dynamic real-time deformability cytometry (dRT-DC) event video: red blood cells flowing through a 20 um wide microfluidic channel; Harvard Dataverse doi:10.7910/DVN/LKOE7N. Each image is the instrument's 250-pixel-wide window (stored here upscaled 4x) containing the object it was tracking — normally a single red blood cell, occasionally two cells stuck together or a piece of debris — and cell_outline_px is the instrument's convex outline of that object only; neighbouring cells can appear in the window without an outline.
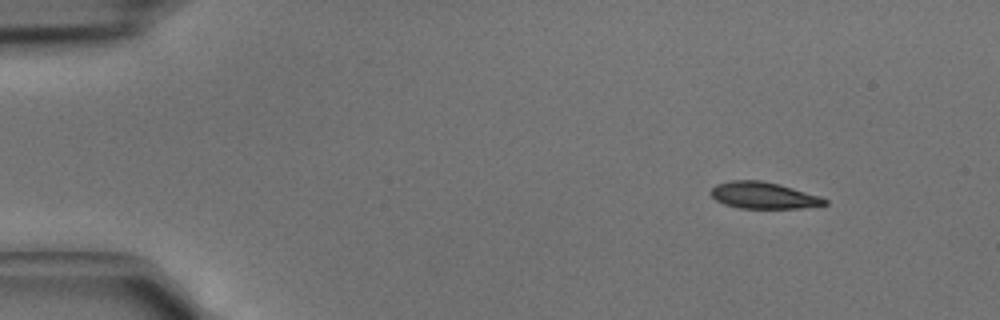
{"species": "common noctule bat (a hibernating species)", "species_latin": "Nyctalus noctula", "temperature_condition": "cold", "stored_images_in_passage": 3, "camera_frame_rate_fps": 3000, "um_per_image_px": 0.085, "animal": {"sex": "male", "body_mass_g": 15.6}, "frame": {"image": 1, "passage_image": 1, "time_ms": 0.0, "image_size_px": [1000, 320], "cell_outline_px": [[828, 204], [800, 208], [740, 208], [724, 204], [716, 200], [712, 196], [712, 188], [716, 184], [732, 180], [760, 180], [780, 184], [820, 196], [828, 200]], "centroid_in_image_um": [64.91, 16.6], "position_along_channel_um": 20.1, "area_um2": 17.57}}
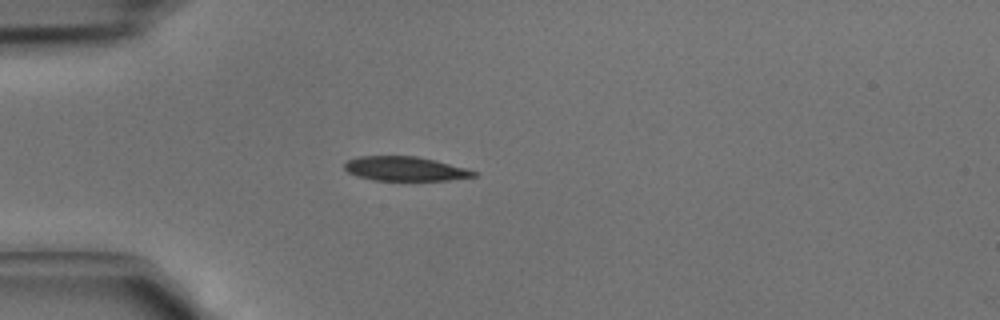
{"frame": {"image": 2, "passage_image": 3, "time_ms": 0.667, "image_size_px": [1000, 320], "cell_outline_px": [[480, 176], [448, 180], [376, 180], [356, 176], [348, 172], [344, 168], [344, 164], [348, 160], [360, 156], [416, 156], [436, 160], [480, 172]], "centroid_in_image_um": [34.49, 14.34], "position_along_channel_um": 50.5, "area_um2": 18.38}}